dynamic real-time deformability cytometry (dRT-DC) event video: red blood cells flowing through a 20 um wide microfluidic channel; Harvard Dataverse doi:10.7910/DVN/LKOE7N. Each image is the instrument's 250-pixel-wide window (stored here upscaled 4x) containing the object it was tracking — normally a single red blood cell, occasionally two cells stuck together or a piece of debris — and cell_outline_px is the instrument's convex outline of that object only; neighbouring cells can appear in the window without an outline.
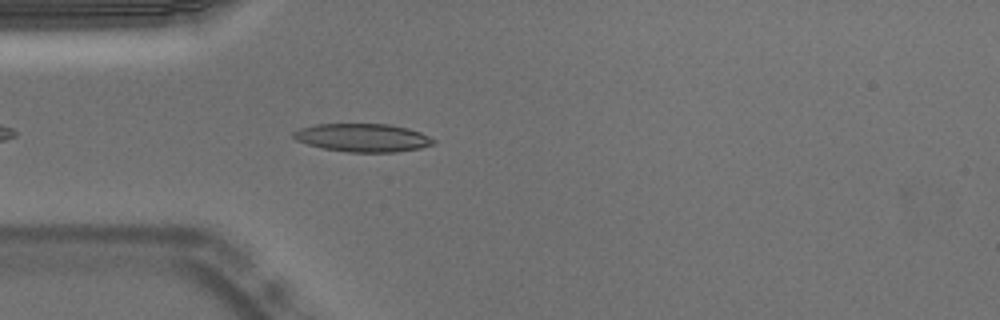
{"species": "Egyptian fruit bat (a non-hibernating species)", "species_latin": "Rousettus aegyptiacus", "temperature_condition": "warm", "stored_images_in_passage": 28, "camera_frame_rate_fps": 3000, "um_per_image_px": 0.085, "animal": {"sex": "male"}, "frame": {"image": 1, "passage_image": 5, "time_ms": 1.333, "image_size_px": [1000, 320], "cell_outline_px": [[436, 140], [432, 144], [420, 148], [396, 152], [348, 152], [324, 148], [308, 144], [296, 140], [292, 136], [292, 132], [300, 128], [316, 124], [388, 124], [408, 128], [420, 132]], "centroid_in_image_um": [30.82, 11.7], "position_along_channel_um": 54.2, "area_um2": 22.89}}